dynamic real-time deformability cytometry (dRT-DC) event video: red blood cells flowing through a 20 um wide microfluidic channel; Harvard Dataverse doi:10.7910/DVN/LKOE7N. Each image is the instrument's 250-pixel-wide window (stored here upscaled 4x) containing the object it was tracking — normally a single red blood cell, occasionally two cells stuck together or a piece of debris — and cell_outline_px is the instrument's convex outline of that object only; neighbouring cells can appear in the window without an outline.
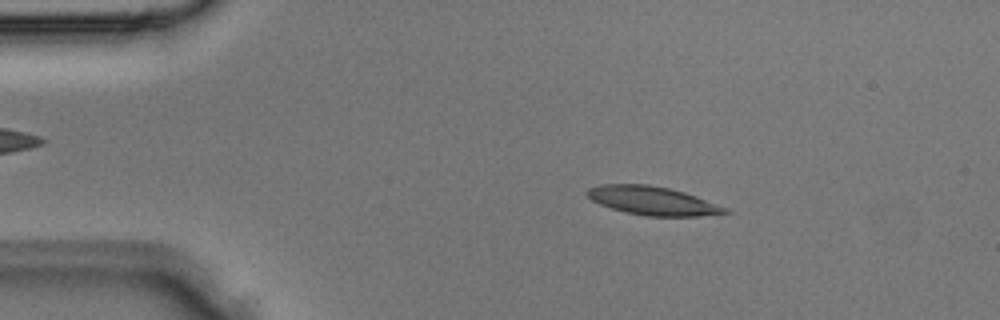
{"species": "Egyptian fruit bat (a non-hibernating species)", "species_latin": "Rousettus aegyptiacus", "temperature_condition": "room temperature", "stored_images_in_passage": 2, "camera_frame_rate_fps": 3000, "um_per_image_px": 0.085, "animal": {"sex": "male"}, "frame": {"image": 1, "passage_image": 1, "time_ms": 0.0, "image_size_px": [1000, 320], "cell_outline_px": [[732, 212], [696, 216], [648, 216], [628, 212], [612, 208], [600, 204], [592, 200], [584, 192], [588, 188], [600, 184], [648, 184], [668, 188], [684, 192], [696, 196], [728, 208]], "centroid_in_image_um": [55.46, 17.05], "position_along_channel_um": 29.5, "area_um2": 22.77}}